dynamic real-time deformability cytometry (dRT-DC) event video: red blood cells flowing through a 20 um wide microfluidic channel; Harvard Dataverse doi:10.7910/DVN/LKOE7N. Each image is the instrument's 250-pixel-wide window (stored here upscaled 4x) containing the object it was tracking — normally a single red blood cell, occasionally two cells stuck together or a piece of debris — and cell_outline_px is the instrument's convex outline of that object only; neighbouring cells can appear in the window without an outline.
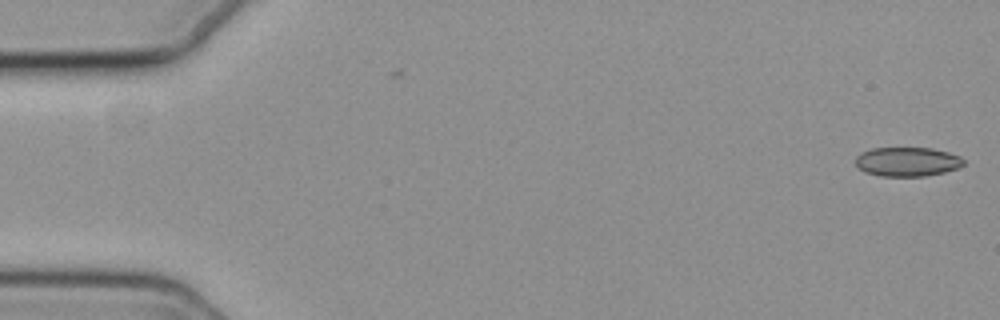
{"species": "common noctule bat (a hibernating species)", "species_latin": "Nyctalus noctula", "temperature_condition": "cold", "stored_images_in_passage": 2, "camera_frame_rate_fps": 3000, "um_per_image_px": 0.085, "animal": {"sex": "female", "body_mass_g": 19.3, "forearm_length_mm": 54.1}, "frame": {"image": 1, "passage_image": 2, "time_ms": 0.333, "image_size_px": [1000, 320], "cell_outline_px": [[964, 164], [960, 168], [944, 172], [924, 176], [880, 176], [864, 172], [856, 168], [856, 156], [860, 152], [872, 148], [932, 148], [948, 152], [960, 156], [964, 160]], "centroid_in_image_um": [77.1, 13.75], "position_along_channel_um": 7.9, "area_um2": 18.61}}